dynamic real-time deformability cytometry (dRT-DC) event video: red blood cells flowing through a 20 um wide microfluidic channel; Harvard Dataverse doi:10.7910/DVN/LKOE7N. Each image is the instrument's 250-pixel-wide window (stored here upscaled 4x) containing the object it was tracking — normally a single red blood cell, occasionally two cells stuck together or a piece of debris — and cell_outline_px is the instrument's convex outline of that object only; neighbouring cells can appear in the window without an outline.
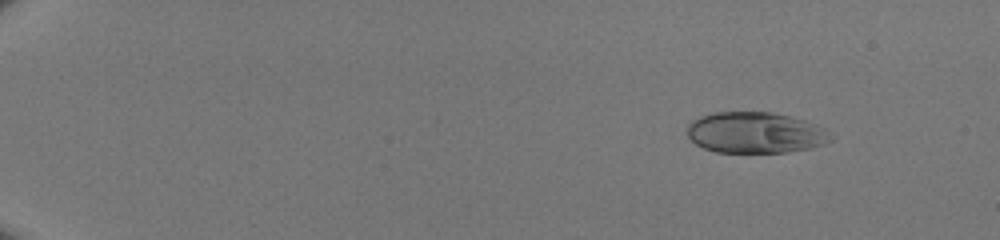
{"species": "human", "species_latin": "Homo sapiens", "temperature_condition": "room temperature", "stored_images_in_passage": 50, "camera_frame_rate_fps": 3000, "um_per_image_px": 0.085, "donor": {"sex": "male"}, "frame": {"image": 1, "passage_image": 7, "time_ms": 2.0, "image_size_px": [1000, 240], "cell_outline_px": [[836, 136], [832, 140], [824, 144], [812, 148], [784, 152], [716, 152], [704, 148], [696, 144], [688, 136], [688, 124], [692, 120], [700, 116], [712, 112], [772, 112], [804, 120], [816, 124]], "centroid_in_image_um": [64.23, 11.27], "position_along_channel_um": 20.8, "area_um2": 34.45}}
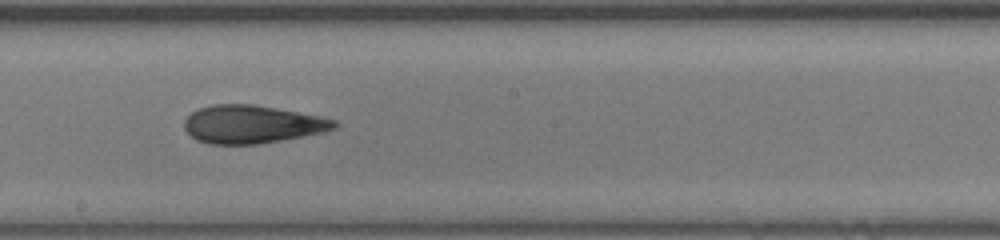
{"frame": {"image": 2, "passage_image": 32, "time_ms": 10.333, "image_size_px": [1000, 240], "cell_outline_px": [[340, 124], [336, 128], [324, 132], [280, 140], [256, 144], [208, 144], [196, 140], [184, 128], [184, 120], [192, 112], [200, 108], [212, 104], [252, 104], [276, 108], [320, 116], [336, 120]], "centroid_in_image_um": [21.43, 10.56], "position_along_channel_um": 226.8, "area_um2": 33.18}}
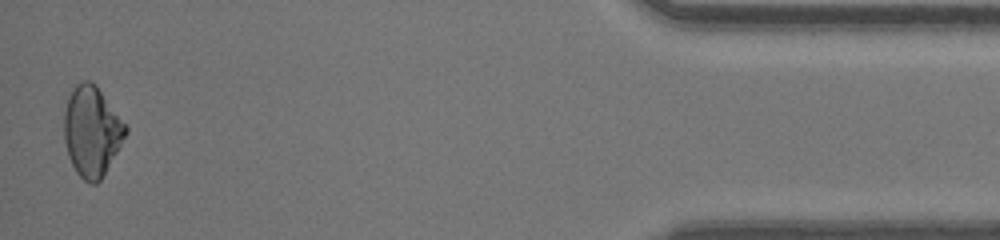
{"frame": {"image": 3, "passage_image": 50, "time_ms": 16.333, "image_size_px": [1000, 240], "cell_outline_px": [[128, 132], [100, 180], [96, 184], [88, 184], [76, 172], [68, 156], [64, 140], [64, 112], [68, 96], [72, 88], [80, 80], [88, 80], [96, 84], [128, 128]], "centroid_in_image_um": [7.78, 11.14], "position_along_channel_um": 427.4, "area_um2": 32.25}}